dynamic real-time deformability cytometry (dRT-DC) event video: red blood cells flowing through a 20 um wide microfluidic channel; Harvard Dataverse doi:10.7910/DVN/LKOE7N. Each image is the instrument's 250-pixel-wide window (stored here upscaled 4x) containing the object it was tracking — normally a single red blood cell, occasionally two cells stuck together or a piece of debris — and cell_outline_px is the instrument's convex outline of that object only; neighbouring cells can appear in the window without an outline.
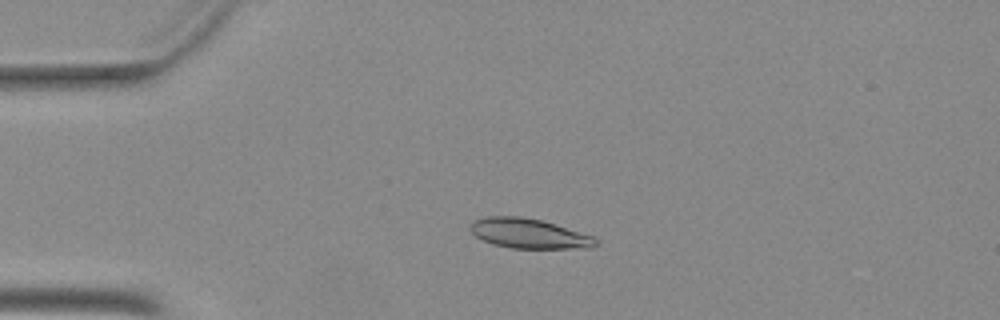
{"species": "Egyptian fruit bat (a non-hibernating species)", "species_latin": "Rousettus aegyptiacus", "temperature_condition": "warm", "stored_images_in_passage": 50, "camera_frame_rate_fps": 3000, "um_per_image_px": 0.085, "animal": {"sex": "female"}, "frame": {"image": 1, "passage_image": 11, "time_ms": 3.333, "image_size_px": [1000, 320], "cell_outline_px": [[600, 244], [592, 248], [512, 248], [492, 244], [476, 236], [468, 228], [472, 220], [488, 216], [520, 216], [540, 220], [592, 236], [600, 240]], "centroid_in_image_um": [44.95, 19.85], "position_along_channel_um": 40.1, "area_um2": 21.73}}
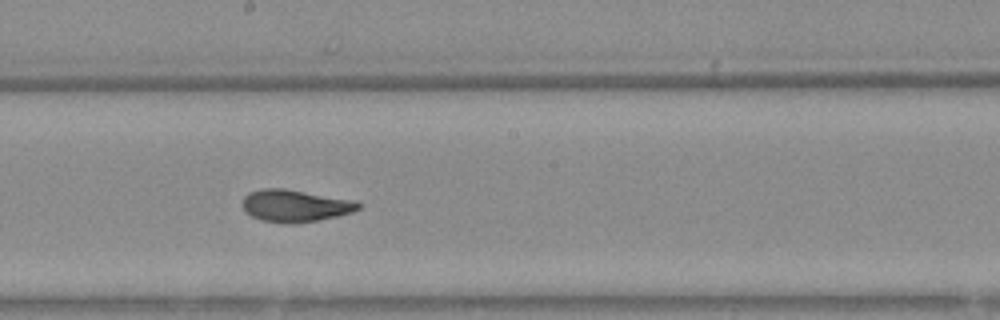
{"frame": {"image": 2, "passage_image": 27, "time_ms": 8.667, "image_size_px": [1000, 320], "cell_outline_px": [[360, 208], [352, 212], [336, 216], [316, 220], [292, 224], [288, 224], [260, 220], [252, 216], [244, 208], [244, 196], [248, 192], [260, 188], [284, 188], [348, 200], [360, 204]], "centroid_in_image_um": [25.02, 17.49], "position_along_channel_um": 223.2, "area_um2": 21.21}}
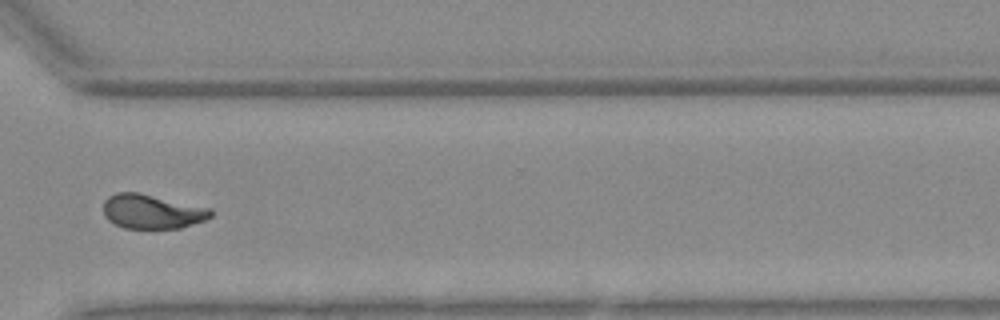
{"frame": {"image": 3, "passage_image": 37, "time_ms": 12.0, "image_size_px": [1000, 320], "cell_outline_px": [[212, 216], [204, 220], [180, 228], [124, 228], [108, 220], [104, 216], [104, 200], [108, 196], [116, 192], [136, 192], [212, 208]], "centroid_in_image_um": [12.91, 17.97], "position_along_channel_um": 357.7, "area_um2": 21.39}}